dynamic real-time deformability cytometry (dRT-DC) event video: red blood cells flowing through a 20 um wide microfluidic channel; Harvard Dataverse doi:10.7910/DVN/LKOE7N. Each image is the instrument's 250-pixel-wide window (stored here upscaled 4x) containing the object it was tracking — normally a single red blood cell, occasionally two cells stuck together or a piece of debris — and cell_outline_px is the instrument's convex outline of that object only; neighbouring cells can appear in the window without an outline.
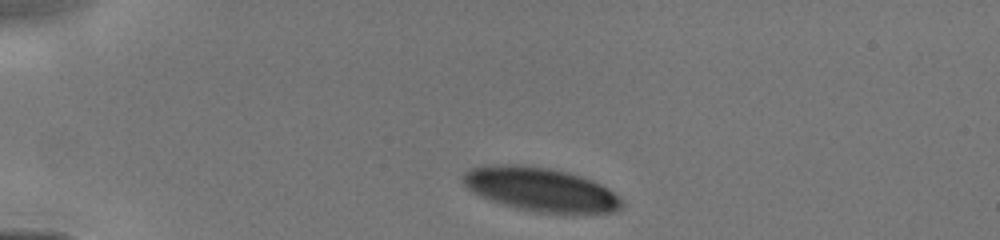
{"species": "human", "species_latin": "Homo sapiens", "temperature_condition": "cold", "stored_images_in_passage": 8, "camera_frame_rate_fps": 3000, "um_per_image_px": 0.085, "donor": {"sex": "male"}, "frame": {"image": 1, "passage_image": 1, "time_ms": 0.0, "image_size_px": [1000, 240], "cell_outline_px": [[624, 204], [616, 212], [572, 216], [536, 212], [516, 208], [492, 200], [472, 192], [460, 180], [460, 176], [464, 172], [472, 168], [488, 164], [516, 164], [548, 168], [568, 172], [592, 180], [608, 188]], "centroid_in_image_um": [45.97, 16.13], "position_along_channel_um": 39.0, "area_um2": 41.27}}
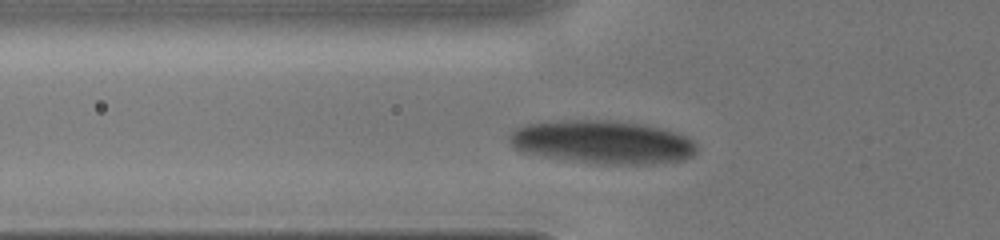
{"frame": {"image": 2, "passage_image": 7, "time_ms": 2.0, "image_size_px": [1000, 240], "cell_outline_px": [[696, 152], [692, 156], [684, 160], [652, 164], [620, 164], [580, 160], [544, 156], [512, 148], [508, 140], [508, 132], [512, 128], [524, 124], [544, 120], [612, 120], [644, 124], [664, 128], [688, 136], [696, 144]], "centroid_in_image_um": [51.2, 12.03], "position_along_channel_um": 74.6, "area_um2": 47.51}}